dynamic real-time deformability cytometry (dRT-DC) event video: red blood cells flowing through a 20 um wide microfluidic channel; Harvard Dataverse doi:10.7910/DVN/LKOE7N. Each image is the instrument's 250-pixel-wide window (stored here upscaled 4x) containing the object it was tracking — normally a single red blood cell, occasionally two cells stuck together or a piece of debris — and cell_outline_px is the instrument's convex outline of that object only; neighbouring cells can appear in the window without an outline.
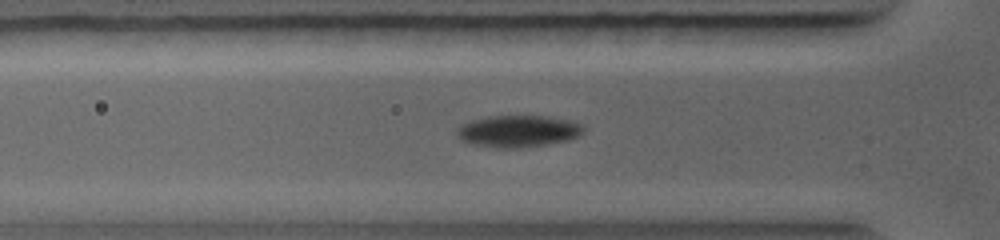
{"species": "common noctule bat (a hibernating species)", "species_latin": "Nyctalus noctula", "temperature_condition": "warm", "stored_images_in_passage": 11, "camera_frame_rate_fps": 5000, "um_per_image_px": 0.085, "animal": {"sex": "female", "body_mass_g": 19.0, "forearm_length_mm": 56.7}, "frame": {"image": 1, "passage_image": 7, "time_ms": 2.0, "image_size_px": [1000, 240], "cell_outline_px": [[584, 132], [568, 140], [548, 144], [520, 148], [500, 148], [476, 144], [464, 140], [456, 136], [456, 132], [468, 120], [484, 116], [548, 116], [572, 120], [580, 124], [584, 128]], "centroid_in_image_um": [44.06, 11.13], "position_along_channel_um": 81.7, "area_um2": 23.41}}
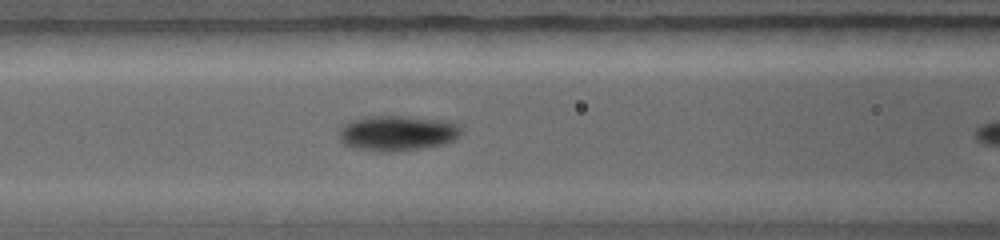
{"frame": {"image": 2, "passage_image": 10, "time_ms": 3.0, "image_size_px": [1000, 240], "cell_outline_px": [[460, 132], [452, 140], [440, 144], [392, 152], [380, 152], [356, 148], [344, 144], [340, 140], [340, 128], [348, 120], [368, 116], [404, 116], [448, 120], [460, 124]], "centroid_in_image_um": [33.73, 11.29], "position_along_channel_um": 132.9, "area_um2": 24.97}}